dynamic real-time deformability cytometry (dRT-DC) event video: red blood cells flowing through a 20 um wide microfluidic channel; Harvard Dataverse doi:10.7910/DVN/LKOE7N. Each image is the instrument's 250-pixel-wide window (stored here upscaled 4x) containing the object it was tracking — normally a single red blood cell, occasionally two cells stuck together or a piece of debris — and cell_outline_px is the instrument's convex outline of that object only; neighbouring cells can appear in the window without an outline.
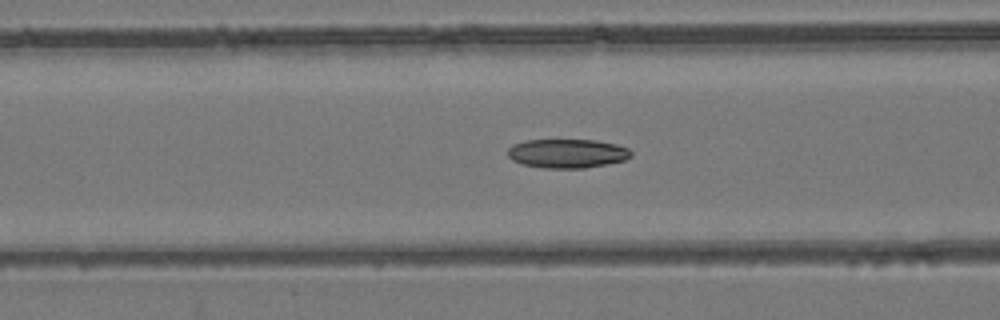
{"species": "common noctule bat (a hibernating species)", "species_latin": "Nyctalus noctula", "temperature_condition": "room temperature", "stored_images_in_passage": 55, "camera_frame_rate_fps": 3000, "um_per_image_px": 0.085, "animal": {"sex": "female", "body_mass_g": 24.6, "forearm_length_mm": 56.2}, "frame": {"image": 1, "passage_image": 22, "time_ms": 7.0, "image_size_px": [1000, 320], "cell_outline_px": [[632, 156], [624, 160], [584, 168], [544, 168], [520, 164], [512, 160], [508, 156], [508, 148], [512, 144], [528, 140], [596, 140], [616, 144], [628, 148], [632, 152]], "centroid_in_image_um": [48.19, 13.04], "position_along_channel_um": 118.4, "area_um2": 20.87}}
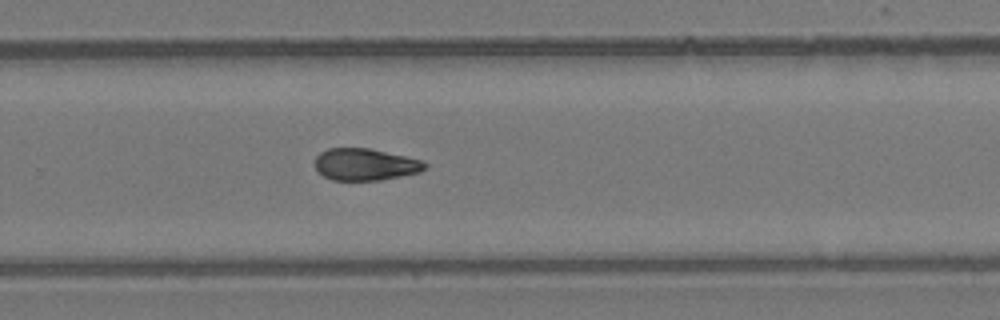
{"frame": {"image": 2, "passage_image": 36, "time_ms": 11.667, "image_size_px": [1000, 320], "cell_outline_px": [[428, 168], [420, 172], [380, 180], [332, 180], [324, 176], [316, 168], [316, 156], [320, 152], [328, 148], [368, 148], [404, 156], [420, 160], [428, 164]], "centroid_in_image_um": [31.05, 13.98], "position_along_channel_um": 298.7, "area_um2": 20.29}}
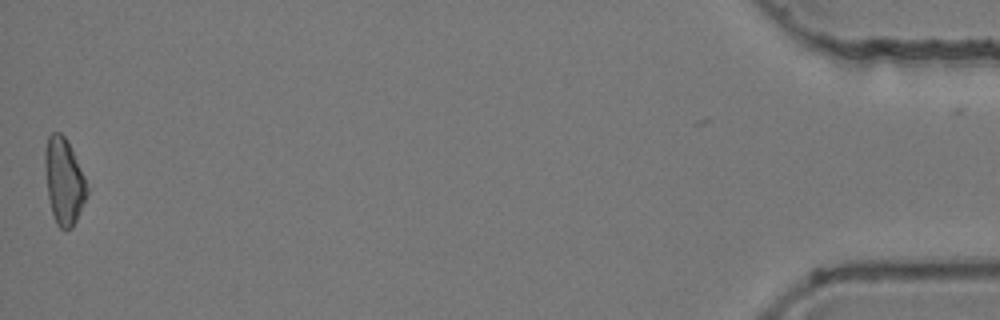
{"frame": {"image": 3, "passage_image": 54, "time_ms": 17.667, "image_size_px": [1000, 320], "cell_outline_px": [[88, 192], [76, 220], [72, 228], [60, 228], [56, 224], [52, 212], [48, 196], [44, 164], [44, 148], [48, 136], [52, 132], [60, 132], [68, 140], [84, 176], [88, 188]], "centroid_in_image_um": [5.42, 15.35], "position_along_channel_um": 429.8, "area_um2": 21.04}}